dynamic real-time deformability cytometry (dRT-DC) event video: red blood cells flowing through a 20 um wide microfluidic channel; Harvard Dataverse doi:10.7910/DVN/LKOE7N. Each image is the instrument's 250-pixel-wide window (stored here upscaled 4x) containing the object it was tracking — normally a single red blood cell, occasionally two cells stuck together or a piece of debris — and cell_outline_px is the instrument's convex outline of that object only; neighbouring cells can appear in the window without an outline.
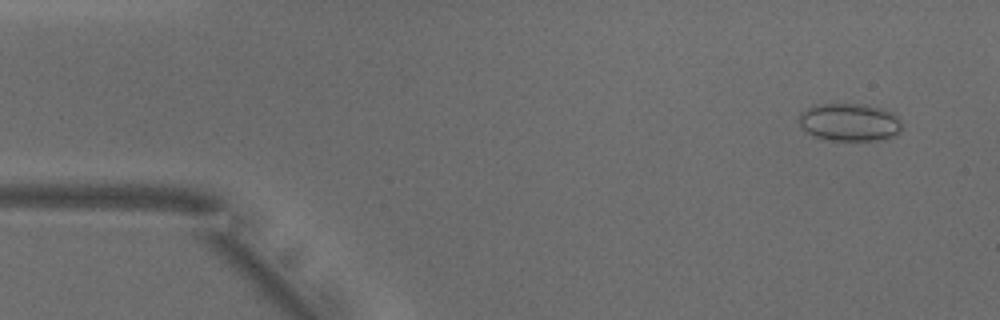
{"species": "common noctule bat (a hibernating species)", "species_latin": "Nyctalus noctula", "temperature_condition": "warm", "stored_images_in_passage": 51, "camera_frame_rate_fps": 3000, "um_per_image_px": 0.085, "animal": {"sex": "male", "body_mass_g": 18.8}, "frame": {"image": 1, "passage_image": 4, "time_ms": 1.0, "image_size_px": [1000, 320], "cell_outline_px": [[904, 128], [896, 136], [880, 140], [828, 140], [816, 136], [800, 128], [800, 112], [812, 104], [864, 104], [880, 108], [892, 112], [900, 120]], "centroid_in_image_um": [72.23, 10.38], "position_along_channel_um": 12.8, "area_um2": 22.89}}
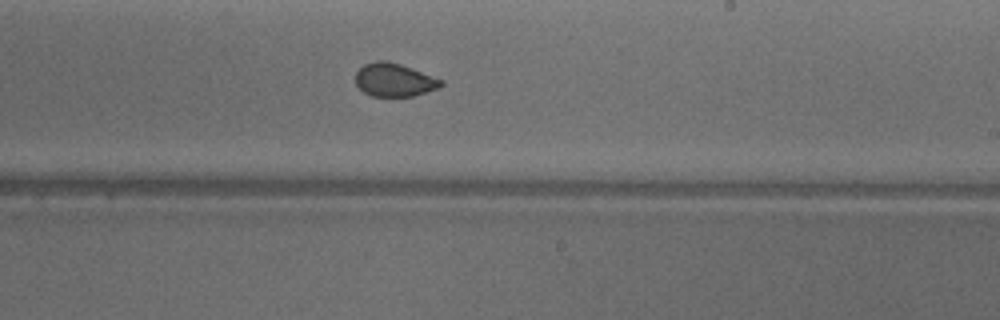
{"frame": {"image": 2, "passage_image": 30, "time_ms": 9.667, "image_size_px": [1000, 320], "cell_outline_px": [[444, 84], [440, 88], [412, 96], [372, 96], [364, 92], [356, 84], [356, 72], [364, 64], [380, 60], [384, 60], [400, 64], [444, 80]], "centroid_in_image_um": [33.54, 6.8], "position_along_channel_um": 255.5, "area_um2": 16.47}}
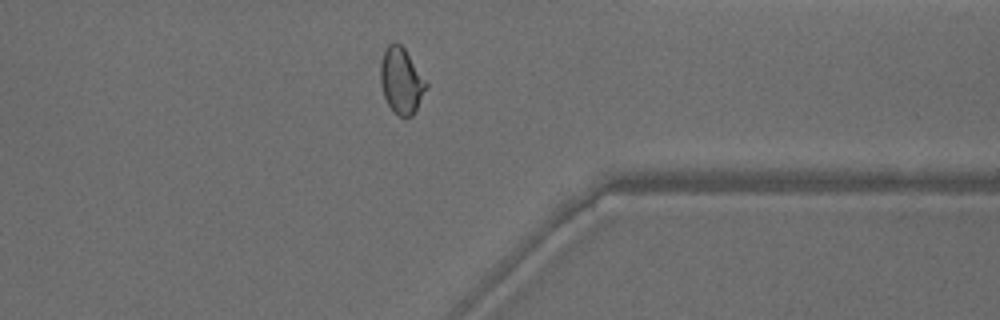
{"frame": {"image": 3, "passage_image": 40, "time_ms": 13.0, "image_size_px": [1000, 320], "cell_outline_px": [[428, 88], [412, 116], [400, 116], [388, 104], [384, 96], [380, 84], [380, 64], [384, 52], [388, 44], [396, 40], [404, 48], [428, 84]], "centroid_in_image_um": [34.11, 6.84], "position_along_channel_um": 377.3, "area_um2": 17.4}, "authors_computed_cell_mechanics": {"area_um2": 17.5712, "velocity_mm_per_s": 3.9267, "shape_relaxation_time_tau1_ms": 4.5924, "shape_relaxation_time_tau2_ms": 0.6028, "deformation_change_tau1": 0.1049, "deformation_change_tau2": 0.0382}}